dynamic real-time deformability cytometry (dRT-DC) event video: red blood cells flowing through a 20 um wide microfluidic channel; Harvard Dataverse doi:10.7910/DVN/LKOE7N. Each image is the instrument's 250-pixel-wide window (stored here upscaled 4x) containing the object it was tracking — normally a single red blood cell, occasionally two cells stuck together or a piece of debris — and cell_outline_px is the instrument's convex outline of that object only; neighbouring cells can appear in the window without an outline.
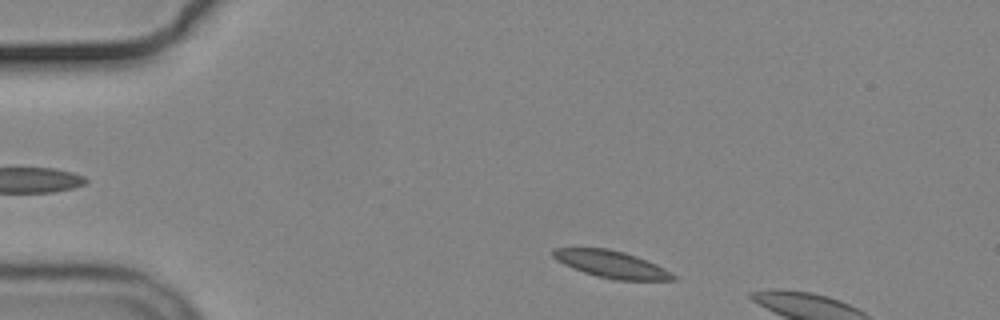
{"species": "common noctule bat (a hibernating species)", "species_latin": "Nyctalus noctula", "temperature_condition": "cold", "stored_images_in_passage": 5, "camera_frame_rate_fps": 3000, "um_per_image_px": 0.085, "animal": {"sex": "male", "body_mass_g": 19.2, "forearm_length_mm": 51.8}, "frame": {"image": 1, "passage_image": 2, "time_ms": 1.0, "image_size_px": [1000, 320], "cell_outline_px": [[676, 280], [612, 280], [596, 276], [572, 268], [556, 260], [552, 256], [552, 248], [608, 248], [624, 252], [636, 256], [656, 264], [664, 268], [676, 276]], "centroid_in_image_um": [51.95, 22.46], "position_along_channel_um": 33.0, "area_um2": 18.96}}
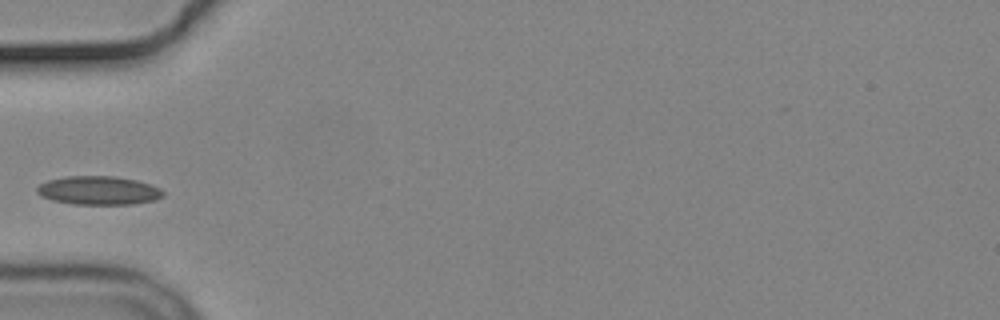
{"frame": {"image": 2, "passage_image": 5, "time_ms": 6.0, "image_size_px": [1000, 320], "cell_outline_px": [[164, 196], [156, 200], [132, 204], [72, 204], [52, 200], [36, 192], [36, 188], [40, 184], [48, 180], [68, 176], [116, 176], [136, 180], [152, 184], [160, 188], [164, 192]], "centroid_in_image_um": [8.42, 16.18], "position_along_channel_um": 76.6, "area_um2": 21.1}}